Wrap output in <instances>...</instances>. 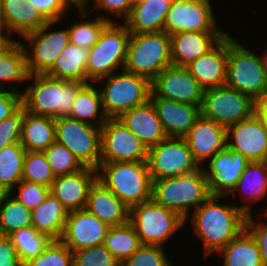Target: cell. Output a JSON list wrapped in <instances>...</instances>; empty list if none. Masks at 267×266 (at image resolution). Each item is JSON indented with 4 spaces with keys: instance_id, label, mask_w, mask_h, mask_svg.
<instances>
[{
    "instance_id": "cell-1",
    "label": "cell",
    "mask_w": 267,
    "mask_h": 266,
    "mask_svg": "<svg viewBox=\"0 0 267 266\" xmlns=\"http://www.w3.org/2000/svg\"><path fill=\"white\" fill-rule=\"evenodd\" d=\"M226 198L228 196L210 195L189 215L190 221L185 220V223L193 226V233L200 239L205 258L214 256L212 254H216L246 229L247 215L237 203H231L230 200V204H227Z\"/></svg>"
},
{
    "instance_id": "cell-2",
    "label": "cell",
    "mask_w": 267,
    "mask_h": 266,
    "mask_svg": "<svg viewBox=\"0 0 267 266\" xmlns=\"http://www.w3.org/2000/svg\"><path fill=\"white\" fill-rule=\"evenodd\" d=\"M22 93L25 111L54 119L69 117L78 91L86 84L77 80H61L46 74L29 75Z\"/></svg>"
},
{
    "instance_id": "cell-3",
    "label": "cell",
    "mask_w": 267,
    "mask_h": 266,
    "mask_svg": "<svg viewBox=\"0 0 267 266\" xmlns=\"http://www.w3.org/2000/svg\"><path fill=\"white\" fill-rule=\"evenodd\" d=\"M228 32V56L225 85L255 100L267 90V71L262 54Z\"/></svg>"
},
{
    "instance_id": "cell-4",
    "label": "cell",
    "mask_w": 267,
    "mask_h": 266,
    "mask_svg": "<svg viewBox=\"0 0 267 266\" xmlns=\"http://www.w3.org/2000/svg\"><path fill=\"white\" fill-rule=\"evenodd\" d=\"M97 180L130 209L152 198L153 180L147 161L100 163Z\"/></svg>"
},
{
    "instance_id": "cell-5",
    "label": "cell",
    "mask_w": 267,
    "mask_h": 266,
    "mask_svg": "<svg viewBox=\"0 0 267 266\" xmlns=\"http://www.w3.org/2000/svg\"><path fill=\"white\" fill-rule=\"evenodd\" d=\"M210 195L208 179L202 167L189 174L153 180L152 198L185 220Z\"/></svg>"
},
{
    "instance_id": "cell-6",
    "label": "cell",
    "mask_w": 267,
    "mask_h": 266,
    "mask_svg": "<svg viewBox=\"0 0 267 266\" xmlns=\"http://www.w3.org/2000/svg\"><path fill=\"white\" fill-rule=\"evenodd\" d=\"M95 83L101 87L102 105L108 119H118L124 112L150 100L151 82L124 69Z\"/></svg>"
},
{
    "instance_id": "cell-7",
    "label": "cell",
    "mask_w": 267,
    "mask_h": 266,
    "mask_svg": "<svg viewBox=\"0 0 267 266\" xmlns=\"http://www.w3.org/2000/svg\"><path fill=\"white\" fill-rule=\"evenodd\" d=\"M171 61V39L164 31L131 33L124 70L152 82Z\"/></svg>"
},
{
    "instance_id": "cell-8",
    "label": "cell",
    "mask_w": 267,
    "mask_h": 266,
    "mask_svg": "<svg viewBox=\"0 0 267 266\" xmlns=\"http://www.w3.org/2000/svg\"><path fill=\"white\" fill-rule=\"evenodd\" d=\"M130 36V31L121 22H110L103 29L98 41L89 49L87 83H95L124 69Z\"/></svg>"
},
{
    "instance_id": "cell-9",
    "label": "cell",
    "mask_w": 267,
    "mask_h": 266,
    "mask_svg": "<svg viewBox=\"0 0 267 266\" xmlns=\"http://www.w3.org/2000/svg\"><path fill=\"white\" fill-rule=\"evenodd\" d=\"M129 222L135 228L141 244L162 247L187 226L185 219L177 212L165 208L153 198L134 205L130 209Z\"/></svg>"
},
{
    "instance_id": "cell-10",
    "label": "cell",
    "mask_w": 267,
    "mask_h": 266,
    "mask_svg": "<svg viewBox=\"0 0 267 266\" xmlns=\"http://www.w3.org/2000/svg\"><path fill=\"white\" fill-rule=\"evenodd\" d=\"M63 22L66 23L62 20L61 22L48 21L39 30L19 40L26 53L29 75L45 74L53 66L62 50L70 44L68 27L66 25L57 27Z\"/></svg>"
},
{
    "instance_id": "cell-11",
    "label": "cell",
    "mask_w": 267,
    "mask_h": 266,
    "mask_svg": "<svg viewBox=\"0 0 267 266\" xmlns=\"http://www.w3.org/2000/svg\"><path fill=\"white\" fill-rule=\"evenodd\" d=\"M56 142L66 146L84 167L101 163V127L70 117L55 119Z\"/></svg>"
},
{
    "instance_id": "cell-12",
    "label": "cell",
    "mask_w": 267,
    "mask_h": 266,
    "mask_svg": "<svg viewBox=\"0 0 267 266\" xmlns=\"http://www.w3.org/2000/svg\"><path fill=\"white\" fill-rule=\"evenodd\" d=\"M254 114V100L226 85L204 90L201 115L228 128Z\"/></svg>"
},
{
    "instance_id": "cell-13",
    "label": "cell",
    "mask_w": 267,
    "mask_h": 266,
    "mask_svg": "<svg viewBox=\"0 0 267 266\" xmlns=\"http://www.w3.org/2000/svg\"><path fill=\"white\" fill-rule=\"evenodd\" d=\"M148 169L152 180L185 175L201 167L184 138L167 137L148 149Z\"/></svg>"
},
{
    "instance_id": "cell-14",
    "label": "cell",
    "mask_w": 267,
    "mask_h": 266,
    "mask_svg": "<svg viewBox=\"0 0 267 266\" xmlns=\"http://www.w3.org/2000/svg\"><path fill=\"white\" fill-rule=\"evenodd\" d=\"M214 0H173L167 12L163 31L177 32H225L216 19ZM223 29V30H222Z\"/></svg>"
},
{
    "instance_id": "cell-15",
    "label": "cell",
    "mask_w": 267,
    "mask_h": 266,
    "mask_svg": "<svg viewBox=\"0 0 267 266\" xmlns=\"http://www.w3.org/2000/svg\"><path fill=\"white\" fill-rule=\"evenodd\" d=\"M148 148L119 119L101 126V163L147 161Z\"/></svg>"
},
{
    "instance_id": "cell-16",
    "label": "cell",
    "mask_w": 267,
    "mask_h": 266,
    "mask_svg": "<svg viewBox=\"0 0 267 266\" xmlns=\"http://www.w3.org/2000/svg\"><path fill=\"white\" fill-rule=\"evenodd\" d=\"M151 89L157 97L202 106L204 89L186 67H166L151 82Z\"/></svg>"
},
{
    "instance_id": "cell-17",
    "label": "cell",
    "mask_w": 267,
    "mask_h": 266,
    "mask_svg": "<svg viewBox=\"0 0 267 266\" xmlns=\"http://www.w3.org/2000/svg\"><path fill=\"white\" fill-rule=\"evenodd\" d=\"M250 161L242 154L225 148L202 166L211 195L228 196Z\"/></svg>"
},
{
    "instance_id": "cell-18",
    "label": "cell",
    "mask_w": 267,
    "mask_h": 266,
    "mask_svg": "<svg viewBox=\"0 0 267 266\" xmlns=\"http://www.w3.org/2000/svg\"><path fill=\"white\" fill-rule=\"evenodd\" d=\"M226 140L227 148L250 162L267 160V129L255 114L229 126Z\"/></svg>"
},
{
    "instance_id": "cell-19",
    "label": "cell",
    "mask_w": 267,
    "mask_h": 266,
    "mask_svg": "<svg viewBox=\"0 0 267 266\" xmlns=\"http://www.w3.org/2000/svg\"><path fill=\"white\" fill-rule=\"evenodd\" d=\"M110 226L86 209L70 211L60 240L72 251L102 245Z\"/></svg>"
},
{
    "instance_id": "cell-20",
    "label": "cell",
    "mask_w": 267,
    "mask_h": 266,
    "mask_svg": "<svg viewBox=\"0 0 267 266\" xmlns=\"http://www.w3.org/2000/svg\"><path fill=\"white\" fill-rule=\"evenodd\" d=\"M227 128L203 117L183 137L200 167L205 165L216 153L227 147Z\"/></svg>"
},
{
    "instance_id": "cell-21",
    "label": "cell",
    "mask_w": 267,
    "mask_h": 266,
    "mask_svg": "<svg viewBox=\"0 0 267 266\" xmlns=\"http://www.w3.org/2000/svg\"><path fill=\"white\" fill-rule=\"evenodd\" d=\"M150 100L167 137L183 138L201 116V107L157 97L152 91Z\"/></svg>"
},
{
    "instance_id": "cell-22",
    "label": "cell",
    "mask_w": 267,
    "mask_h": 266,
    "mask_svg": "<svg viewBox=\"0 0 267 266\" xmlns=\"http://www.w3.org/2000/svg\"><path fill=\"white\" fill-rule=\"evenodd\" d=\"M97 180V170L89 167L72 174L57 176L50 192L68 212L85 209L90 187Z\"/></svg>"
},
{
    "instance_id": "cell-23",
    "label": "cell",
    "mask_w": 267,
    "mask_h": 266,
    "mask_svg": "<svg viewBox=\"0 0 267 266\" xmlns=\"http://www.w3.org/2000/svg\"><path fill=\"white\" fill-rule=\"evenodd\" d=\"M47 22L30 0H2L0 24L13 40L22 39L25 35L39 30Z\"/></svg>"
},
{
    "instance_id": "cell-24",
    "label": "cell",
    "mask_w": 267,
    "mask_h": 266,
    "mask_svg": "<svg viewBox=\"0 0 267 266\" xmlns=\"http://www.w3.org/2000/svg\"><path fill=\"white\" fill-rule=\"evenodd\" d=\"M231 196V200L236 202V196H239L240 205H237L246 215L253 214L252 211L254 202L267 204V166L265 161L250 162L246 169L240 176L239 181L236 183L235 188L231 191L228 197ZM264 210V211H262ZM262 212H267L266 208H261Z\"/></svg>"
},
{
    "instance_id": "cell-25",
    "label": "cell",
    "mask_w": 267,
    "mask_h": 266,
    "mask_svg": "<svg viewBox=\"0 0 267 266\" xmlns=\"http://www.w3.org/2000/svg\"><path fill=\"white\" fill-rule=\"evenodd\" d=\"M228 56V33L208 52L191 62L186 68L206 90L225 85Z\"/></svg>"
},
{
    "instance_id": "cell-26",
    "label": "cell",
    "mask_w": 267,
    "mask_h": 266,
    "mask_svg": "<svg viewBox=\"0 0 267 266\" xmlns=\"http://www.w3.org/2000/svg\"><path fill=\"white\" fill-rule=\"evenodd\" d=\"M226 32H177L170 34L171 61L174 66L186 67L212 49Z\"/></svg>"
},
{
    "instance_id": "cell-27",
    "label": "cell",
    "mask_w": 267,
    "mask_h": 266,
    "mask_svg": "<svg viewBox=\"0 0 267 266\" xmlns=\"http://www.w3.org/2000/svg\"><path fill=\"white\" fill-rule=\"evenodd\" d=\"M149 149L167 138L151 100L118 118Z\"/></svg>"
},
{
    "instance_id": "cell-28",
    "label": "cell",
    "mask_w": 267,
    "mask_h": 266,
    "mask_svg": "<svg viewBox=\"0 0 267 266\" xmlns=\"http://www.w3.org/2000/svg\"><path fill=\"white\" fill-rule=\"evenodd\" d=\"M85 209L109 226L126 224L130 218V208L98 180L89 189Z\"/></svg>"
},
{
    "instance_id": "cell-29",
    "label": "cell",
    "mask_w": 267,
    "mask_h": 266,
    "mask_svg": "<svg viewBox=\"0 0 267 266\" xmlns=\"http://www.w3.org/2000/svg\"><path fill=\"white\" fill-rule=\"evenodd\" d=\"M173 0H143L132 6L123 21L130 33L161 32Z\"/></svg>"
},
{
    "instance_id": "cell-30",
    "label": "cell",
    "mask_w": 267,
    "mask_h": 266,
    "mask_svg": "<svg viewBox=\"0 0 267 266\" xmlns=\"http://www.w3.org/2000/svg\"><path fill=\"white\" fill-rule=\"evenodd\" d=\"M28 76L25 50L19 40H13L0 52V89L22 94Z\"/></svg>"
},
{
    "instance_id": "cell-31",
    "label": "cell",
    "mask_w": 267,
    "mask_h": 266,
    "mask_svg": "<svg viewBox=\"0 0 267 266\" xmlns=\"http://www.w3.org/2000/svg\"><path fill=\"white\" fill-rule=\"evenodd\" d=\"M55 141V119L31 114L25 111L23 107L20 143L25 150L44 152Z\"/></svg>"
},
{
    "instance_id": "cell-32",
    "label": "cell",
    "mask_w": 267,
    "mask_h": 266,
    "mask_svg": "<svg viewBox=\"0 0 267 266\" xmlns=\"http://www.w3.org/2000/svg\"><path fill=\"white\" fill-rule=\"evenodd\" d=\"M31 212L32 227L37 232L46 234L52 240H60L69 212L51 192Z\"/></svg>"
},
{
    "instance_id": "cell-33",
    "label": "cell",
    "mask_w": 267,
    "mask_h": 266,
    "mask_svg": "<svg viewBox=\"0 0 267 266\" xmlns=\"http://www.w3.org/2000/svg\"><path fill=\"white\" fill-rule=\"evenodd\" d=\"M88 59L89 49L68 44L45 74L56 79L77 80L87 84Z\"/></svg>"
},
{
    "instance_id": "cell-34",
    "label": "cell",
    "mask_w": 267,
    "mask_h": 266,
    "mask_svg": "<svg viewBox=\"0 0 267 266\" xmlns=\"http://www.w3.org/2000/svg\"><path fill=\"white\" fill-rule=\"evenodd\" d=\"M223 258V266H264L258 243L251 233L244 229L216 255Z\"/></svg>"
},
{
    "instance_id": "cell-35",
    "label": "cell",
    "mask_w": 267,
    "mask_h": 266,
    "mask_svg": "<svg viewBox=\"0 0 267 266\" xmlns=\"http://www.w3.org/2000/svg\"><path fill=\"white\" fill-rule=\"evenodd\" d=\"M69 117L99 127L106 122L108 118L96 83H87L78 91Z\"/></svg>"
},
{
    "instance_id": "cell-36",
    "label": "cell",
    "mask_w": 267,
    "mask_h": 266,
    "mask_svg": "<svg viewBox=\"0 0 267 266\" xmlns=\"http://www.w3.org/2000/svg\"><path fill=\"white\" fill-rule=\"evenodd\" d=\"M75 11L78 12L79 19L77 18L76 22L72 21L73 24L69 25L67 23L70 44L90 49L98 41L101 32L110 22L95 14L91 17V13L83 4L78 5Z\"/></svg>"
},
{
    "instance_id": "cell-37",
    "label": "cell",
    "mask_w": 267,
    "mask_h": 266,
    "mask_svg": "<svg viewBox=\"0 0 267 266\" xmlns=\"http://www.w3.org/2000/svg\"><path fill=\"white\" fill-rule=\"evenodd\" d=\"M102 245L122 264L142 244L135 228L128 222L119 226H110Z\"/></svg>"
},
{
    "instance_id": "cell-38",
    "label": "cell",
    "mask_w": 267,
    "mask_h": 266,
    "mask_svg": "<svg viewBox=\"0 0 267 266\" xmlns=\"http://www.w3.org/2000/svg\"><path fill=\"white\" fill-rule=\"evenodd\" d=\"M25 154L21 143L10 144L0 150V183L10 190L22 180Z\"/></svg>"
},
{
    "instance_id": "cell-39",
    "label": "cell",
    "mask_w": 267,
    "mask_h": 266,
    "mask_svg": "<svg viewBox=\"0 0 267 266\" xmlns=\"http://www.w3.org/2000/svg\"><path fill=\"white\" fill-rule=\"evenodd\" d=\"M9 237L13 240L17 255L23 265L40 255L52 240L46 234L37 232L32 226L16 230Z\"/></svg>"
},
{
    "instance_id": "cell-40",
    "label": "cell",
    "mask_w": 267,
    "mask_h": 266,
    "mask_svg": "<svg viewBox=\"0 0 267 266\" xmlns=\"http://www.w3.org/2000/svg\"><path fill=\"white\" fill-rule=\"evenodd\" d=\"M31 226V210L10 195L0 206V235L9 236L16 230Z\"/></svg>"
},
{
    "instance_id": "cell-41",
    "label": "cell",
    "mask_w": 267,
    "mask_h": 266,
    "mask_svg": "<svg viewBox=\"0 0 267 266\" xmlns=\"http://www.w3.org/2000/svg\"><path fill=\"white\" fill-rule=\"evenodd\" d=\"M55 176L44 152L26 151L22 168V180L51 187Z\"/></svg>"
},
{
    "instance_id": "cell-42",
    "label": "cell",
    "mask_w": 267,
    "mask_h": 266,
    "mask_svg": "<svg viewBox=\"0 0 267 266\" xmlns=\"http://www.w3.org/2000/svg\"><path fill=\"white\" fill-rule=\"evenodd\" d=\"M44 154L55 177L72 174L84 168L66 146L56 141L44 151Z\"/></svg>"
},
{
    "instance_id": "cell-43",
    "label": "cell",
    "mask_w": 267,
    "mask_h": 266,
    "mask_svg": "<svg viewBox=\"0 0 267 266\" xmlns=\"http://www.w3.org/2000/svg\"><path fill=\"white\" fill-rule=\"evenodd\" d=\"M23 266H73V252L61 240H51L40 255Z\"/></svg>"
},
{
    "instance_id": "cell-44",
    "label": "cell",
    "mask_w": 267,
    "mask_h": 266,
    "mask_svg": "<svg viewBox=\"0 0 267 266\" xmlns=\"http://www.w3.org/2000/svg\"><path fill=\"white\" fill-rule=\"evenodd\" d=\"M91 2L93 3V5ZM82 4L88 10H90L91 14L95 11L98 12V14L95 15H98L100 18L106 19L109 22L119 23L120 19L123 23V21L129 16L131 8L133 6L131 0H82ZM112 16H116L119 19L116 20L117 18H114Z\"/></svg>"
},
{
    "instance_id": "cell-45",
    "label": "cell",
    "mask_w": 267,
    "mask_h": 266,
    "mask_svg": "<svg viewBox=\"0 0 267 266\" xmlns=\"http://www.w3.org/2000/svg\"><path fill=\"white\" fill-rule=\"evenodd\" d=\"M164 248L142 244L121 266H174Z\"/></svg>"
},
{
    "instance_id": "cell-46",
    "label": "cell",
    "mask_w": 267,
    "mask_h": 266,
    "mask_svg": "<svg viewBox=\"0 0 267 266\" xmlns=\"http://www.w3.org/2000/svg\"><path fill=\"white\" fill-rule=\"evenodd\" d=\"M73 266H121V263L103 246H92L73 252Z\"/></svg>"
},
{
    "instance_id": "cell-47",
    "label": "cell",
    "mask_w": 267,
    "mask_h": 266,
    "mask_svg": "<svg viewBox=\"0 0 267 266\" xmlns=\"http://www.w3.org/2000/svg\"><path fill=\"white\" fill-rule=\"evenodd\" d=\"M30 2L47 21L66 20L71 15L70 12L72 10L74 12L76 7L82 4V0H30Z\"/></svg>"
},
{
    "instance_id": "cell-48",
    "label": "cell",
    "mask_w": 267,
    "mask_h": 266,
    "mask_svg": "<svg viewBox=\"0 0 267 266\" xmlns=\"http://www.w3.org/2000/svg\"><path fill=\"white\" fill-rule=\"evenodd\" d=\"M49 192L50 188L43 184L21 180L11 190V195L32 211L44 201Z\"/></svg>"
},
{
    "instance_id": "cell-49",
    "label": "cell",
    "mask_w": 267,
    "mask_h": 266,
    "mask_svg": "<svg viewBox=\"0 0 267 266\" xmlns=\"http://www.w3.org/2000/svg\"><path fill=\"white\" fill-rule=\"evenodd\" d=\"M23 106L13 115L0 121V150L10 144L20 143Z\"/></svg>"
},
{
    "instance_id": "cell-50",
    "label": "cell",
    "mask_w": 267,
    "mask_h": 266,
    "mask_svg": "<svg viewBox=\"0 0 267 266\" xmlns=\"http://www.w3.org/2000/svg\"><path fill=\"white\" fill-rule=\"evenodd\" d=\"M260 215L261 218H258V220L252 214L247 215L246 229L257 241L263 265L267 266V212L262 213L260 211ZM263 217H266V220Z\"/></svg>"
},
{
    "instance_id": "cell-51",
    "label": "cell",
    "mask_w": 267,
    "mask_h": 266,
    "mask_svg": "<svg viewBox=\"0 0 267 266\" xmlns=\"http://www.w3.org/2000/svg\"><path fill=\"white\" fill-rule=\"evenodd\" d=\"M22 106V94L0 89V121L13 115Z\"/></svg>"
},
{
    "instance_id": "cell-52",
    "label": "cell",
    "mask_w": 267,
    "mask_h": 266,
    "mask_svg": "<svg viewBox=\"0 0 267 266\" xmlns=\"http://www.w3.org/2000/svg\"><path fill=\"white\" fill-rule=\"evenodd\" d=\"M0 266H23L9 236L0 235Z\"/></svg>"
},
{
    "instance_id": "cell-53",
    "label": "cell",
    "mask_w": 267,
    "mask_h": 266,
    "mask_svg": "<svg viewBox=\"0 0 267 266\" xmlns=\"http://www.w3.org/2000/svg\"><path fill=\"white\" fill-rule=\"evenodd\" d=\"M254 114L262 121L267 129V90L254 100Z\"/></svg>"
},
{
    "instance_id": "cell-54",
    "label": "cell",
    "mask_w": 267,
    "mask_h": 266,
    "mask_svg": "<svg viewBox=\"0 0 267 266\" xmlns=\"http://www.w3.org/2000/svg\"><path fill=\"white\" fill-rule=\"evenodd\" d=\"M13 39L9 36L6 29L0 24V52L4 50Z\"/></svg>"
},
{
    "instance_id": "cell-55",
    "label": "cell",
    "mask_w": 267,
    "mask_h": 266,
    "mask_svg": "<svg viewBox=\"0 0 267 266\" xmlns=\"http://www.w3.org/2000/svg\"><path fill=\"white\" fill-rule=\"evenodd\" d=\"M10 195L11 190L0 183V206L7 200Z\"/></svg>"
},
{
    "instance_id": "cell-56",
    "label": "cell",
    "mask_w": 267,
    "mask_h": 266,
    "mask_svg": "<svg viewBox=\"0 0 267 266\" xmlns=\"http://www.w3.org/2000/svg\"><path fill=\"white\" fill-rule=\"evenodd\" d=\"M261 53H262V58H263V61L265 63V68L267 71V47L265 48V51L263 50Z\"/></svg>"
},
{
    "instance_id": "cell-57",
    "label": "cell",
    "mask_w": 267,
    "mask_h": 266,
    "mask_svg": "<svg viewBox=\"0 0 267 266\" xmlns=\"http://www.w3.org/2000/svg\"><path fill=\"white\" fill-rule=\"evenodd\" d=\"M131 1H132L133 5H135V4L139 3V2H142L143 0H131Z\"/></svg>"
},
{
    "instance_id": "cell-58",
    "label": "cell",
    "mask_w": 267,
    "mask_h": 266,
    "mask_svg": "<svg viewBox=\"0 0 267 266\" xmlns=\"http://www.w3.org/2000/svg\"><path fill=\"white\" fill-rule=\"evenodd\" d=\"M1 9H2V0H0V15H1Z\"/></svg>"
}]
</instances>
